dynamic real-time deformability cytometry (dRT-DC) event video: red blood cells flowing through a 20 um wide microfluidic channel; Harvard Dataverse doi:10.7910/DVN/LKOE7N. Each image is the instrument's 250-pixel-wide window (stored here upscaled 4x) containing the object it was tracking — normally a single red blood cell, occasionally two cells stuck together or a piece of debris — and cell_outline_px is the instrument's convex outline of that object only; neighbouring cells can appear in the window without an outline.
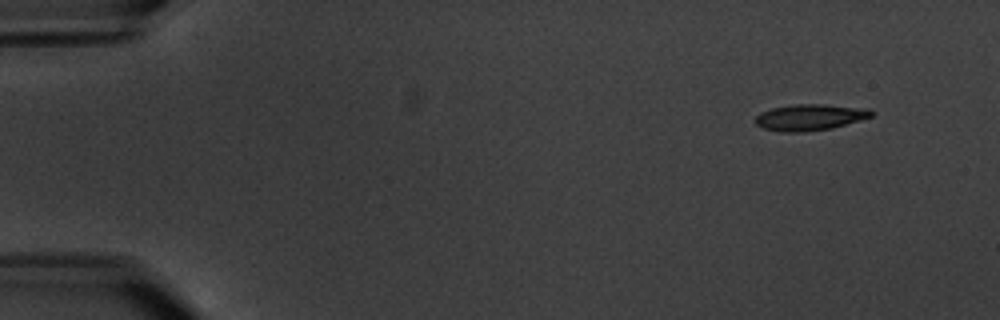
{"species": "common noctule bat (a hibernating species)", "species_latin": "Nyctalus noctula", "temperature_condition": "warm", "stored_images_in_passage": 9, "camera_frame_rate_fps": 3000, "um_per_image_px": 0.085, "animal": {"sex": "male", "body_mass_g": 20.1, "forearm_length_mm": 53.5}, "frame": {"image": 1, "passage_image": 2, "time_ms": 1.0, "image_size_px": [1000, 320], "cell_outline_px": [[876, 112], [872, 116], [860, 120], [832, 128], [804, 132], [780, 132], [764, 128], [756, 124], [752, 120], [760, 112], [772, 108], [796, 104], [824, 104], [868, 108]], "centroid_in_image_um": [68.84, 9.96], "position_along_channel_um": 16.2, "area_um2": 17.92}}
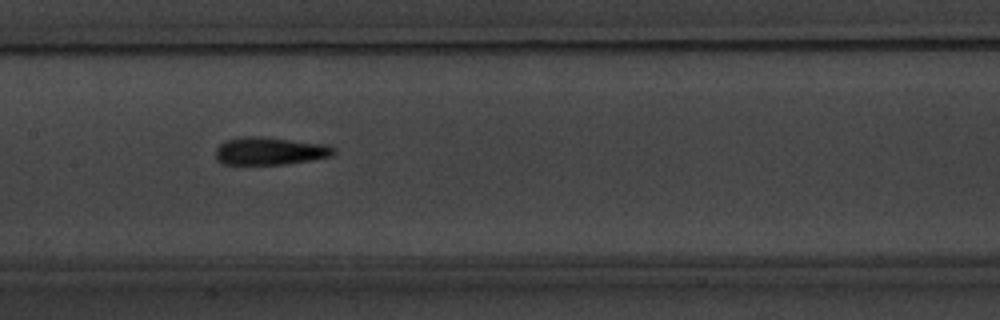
{"frame": {"image": 2, "passage_image": 9, "time_ms": 9.333, "image_size_px": [1000, 320], "cell_outline_px": [[336, 152], [332, 156], [312, 160], [284, 164], [220, 164], [216, 160], [216, 148], [224, 140], [244, 136], [260, 136], [328, 144], [336, 148]], "centroid_in_image_um": [22.95, 12.83], "position_along_channel_um": 184.4, "area_um2": 19.36}}